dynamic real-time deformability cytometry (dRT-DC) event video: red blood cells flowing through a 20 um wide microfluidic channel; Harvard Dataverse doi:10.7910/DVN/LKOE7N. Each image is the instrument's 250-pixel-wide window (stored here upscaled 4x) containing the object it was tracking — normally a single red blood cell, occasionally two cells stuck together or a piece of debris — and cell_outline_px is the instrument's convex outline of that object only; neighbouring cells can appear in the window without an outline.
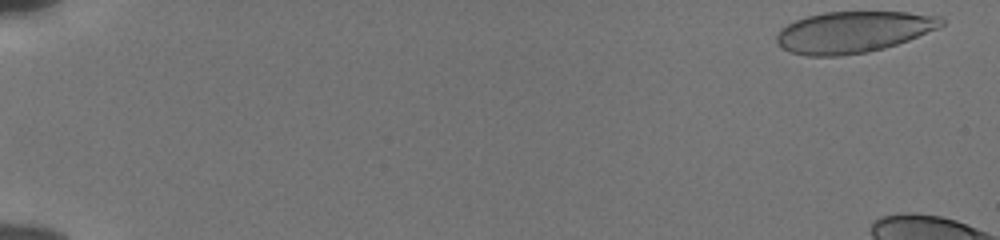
{"species": "human", "species_latin": "Homo sapiens", "temperature_condition": "cold", "stored_images_in_passage": 12, "camera_frame_rate_fps": 3000, "um_per_image_px": 0.085, "donor": {"sex": "male"}, "frame": {"image": 1, "passage_image": 1, "time_ms": 0.0, "image_size_px": [1000, 240], "cell_outline_px": [[944, 24], [940, 28], [908, 40], [884, 48], [868, 52], [840, 56], [808, 56], [788, 52], [780, 48], [776, 40], [776, 36], [788, 24], [796, 20], [808, 16], [824, 12], [908, 12], [940, 16], [944, 20]], "centroid_in_image_um": [72.54, 2.73], "position_along_channel_um": 12.5, "area_um2": 39.77}}